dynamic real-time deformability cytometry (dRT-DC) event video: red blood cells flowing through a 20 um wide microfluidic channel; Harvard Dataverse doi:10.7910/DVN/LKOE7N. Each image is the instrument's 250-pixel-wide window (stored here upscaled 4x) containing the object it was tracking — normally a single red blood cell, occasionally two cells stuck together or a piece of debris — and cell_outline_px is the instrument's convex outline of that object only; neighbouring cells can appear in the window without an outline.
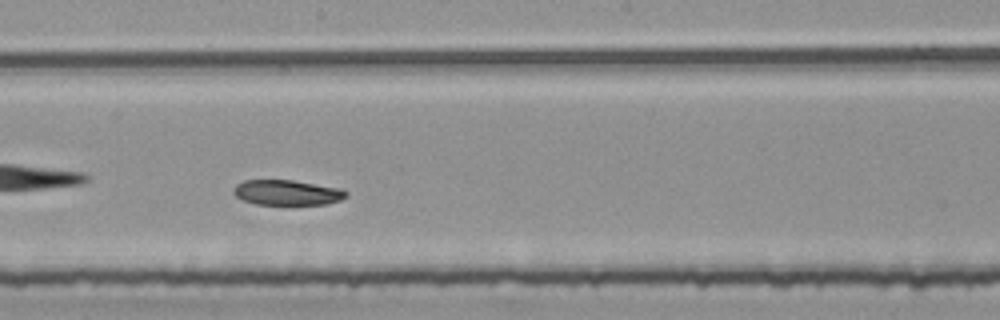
{"species": "common noctule bat (a hibernating species)", "species_latin": "Nyctalus noctula", "temperature_condition": "room temperature", "stored_images_in_passage": 39, "camera_frame_rate_fps": 3000, "um_per_image_px": 0.085, "animal": {"sex": "female", "body_mass_g": 25.1}, "frame": {"image": 1, "passage_image": 17, "time_ms": 5.333, "image_size_px": [1000, 320], "cell_outline_px": [[348, 196], [340, 200], [328, 204], [256, 204], [240, 200], [232, 192], [232, 188], [236, 184], [244, 180], [292, 180], [340, 188], [348, 192]], "centroid_in_image_um": [24.37, 16.36], "position_along_channel_um": 223.8, "area_um2": 16.65}}